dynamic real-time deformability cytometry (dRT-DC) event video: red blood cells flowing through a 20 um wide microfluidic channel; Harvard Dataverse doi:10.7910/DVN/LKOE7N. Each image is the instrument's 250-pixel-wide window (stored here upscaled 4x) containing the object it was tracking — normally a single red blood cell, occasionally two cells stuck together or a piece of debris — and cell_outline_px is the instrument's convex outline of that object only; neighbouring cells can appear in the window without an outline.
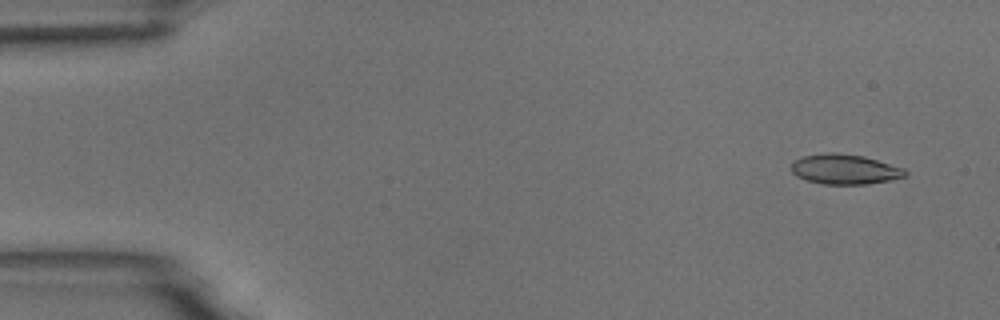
{"species": "common noctule bat (a hibernating species)", "species_latin": "Nyctalus noctula", "temperature_condition": "room temperature", "stored_images_in_passage": 14, "camera_frame_rate_fps": 3000, "um_per_image_px": 0.085, "animal": {"sex": "male", "body_mass_g": 18.8}, "frame": {"image": 1, "passage_image": 1, "time_ms": 0.0, "image_size_px": [1000, 320], "cell_outline_px": [[908, 176], [868, 184], [820, 184], [804, 180], [796, 176], [792, 172], [792, 164], [796, 160], [804, 156], [828, 152], [836, 152], [864, 156], [904, 168], [908, 172]], "centroid_in_image_um": [71.81, 14.39], "position_along_channel_um": 13.2, "area_um2": 20.0}}
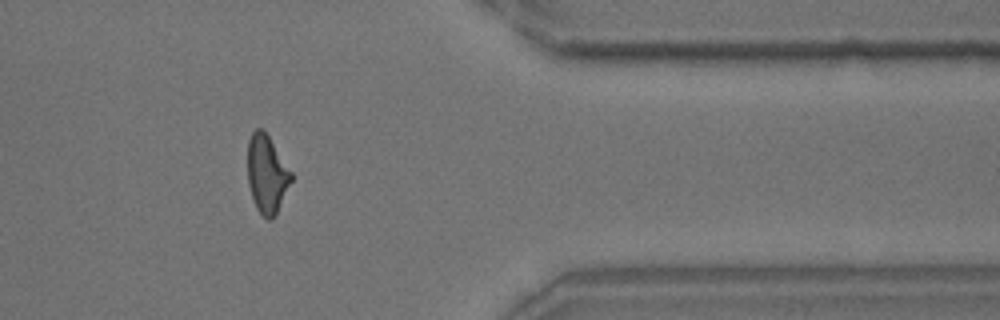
{"frame": {"image": 2, "passage_image": 12, "time_ms": 13.667, "image_size_px": [1000, 320], "cell_outline_px": [[292, 180], [272, 220], [268, 220], [256, 208], [248, 184], [248, 140], [252, 132], [256, 128], [264, 128], [292, 172]], "centroid_in_image_um": [22.67, 14.75], "position_along_channel_um": 388.7, "area_um2": 19.71}}
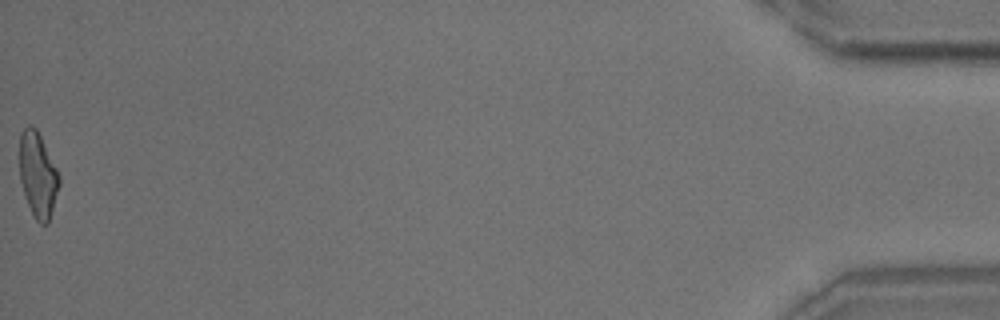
{"frame": {"image": 3, "passage_image": 14, "time_ms": 17.0, "image_size_px": [1000, 320], "cell_outline_px": [[60, 184], [48, 224], [40, 224], [36, 220], [24, 196], [20, 180], [20, 132], [28, 124], [32, 124], [36, 128], [60, 176]], "centroid_in_image_um": [3.21, 14.86], "position_along_channel_um": 432.0, "area_um2": 19.54}, "authors_computed_cell_mechanics": {"area_um2": 20.0855, "velocity_mm_per_s": 3.726, "shape_relaxation_time_tau1_ms": 10.4131, "shape_relaxation_time_tau2_ms": 2.8678, "deformation_change_tau1": 0.2229, "deformation_change_tau2": 0.1041}}